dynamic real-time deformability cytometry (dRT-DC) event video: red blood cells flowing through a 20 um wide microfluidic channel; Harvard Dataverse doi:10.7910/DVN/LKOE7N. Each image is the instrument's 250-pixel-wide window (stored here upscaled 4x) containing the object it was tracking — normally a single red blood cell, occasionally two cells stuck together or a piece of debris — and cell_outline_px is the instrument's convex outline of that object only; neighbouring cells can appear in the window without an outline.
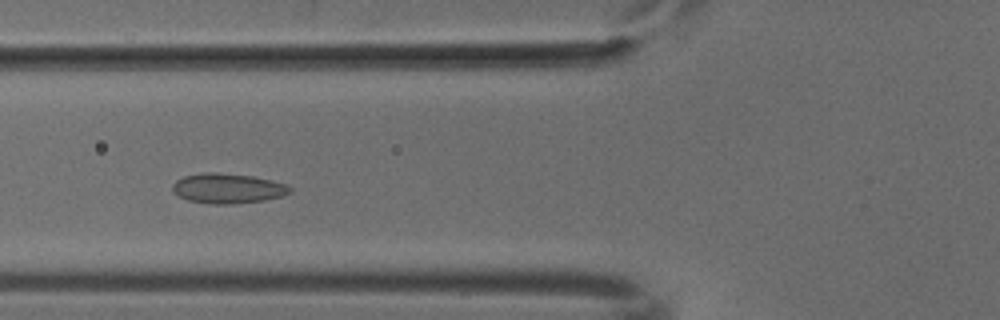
{"species": "common noctule bat (a hibernating species)", "species_latin": "Nyctalus noctula", "temperature_condition": "cold", "stored_images_in_passage": 50, "camera_frame_rate_fps": 3000, "um_per_image_px": 0.085, "animal": {"sex": "male", "body_mass_g": 18.8}, "frame": {"image": 1, "passage_image": 17, "time_ms": 5.333, "image_size_px": [1000, 320], "cell_outline_px": [[292, 192], [280, 196], [264, 200], [232, 204], [212, 204], [188, 200], [180, 196], [172, 188], [172, 184], [176, 180], [184, 176], [204, 172], [216, 172], [252, 176], [284, 184], [292, 188]], "centroid_in_image_um": [19.34, 16.01], "position_along_channel_um": 106.5, "area_um2": 20.23}}
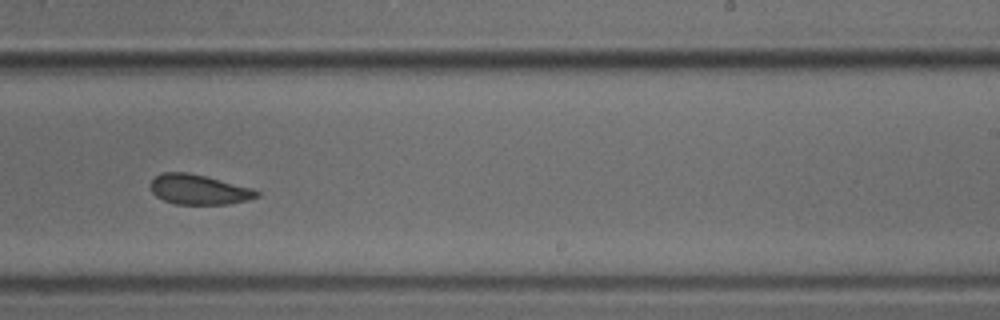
{"frame": {"image": 2, "passage_image": 30, "time_ms": 9.667, "image_size_px": [1000, 320], "cell_outline_px": [[260, 196], [248, 200], [228, 204], [176, 204], [164, 200], [156, 196], [152, 192], [148, 184], [160, 172], [188, 172], [252, 188], [260, 192]], "centroid_in_image_um": [16.87, 16.11], "position_along_channel_um": 272.1, "area_um2": 18.55}}
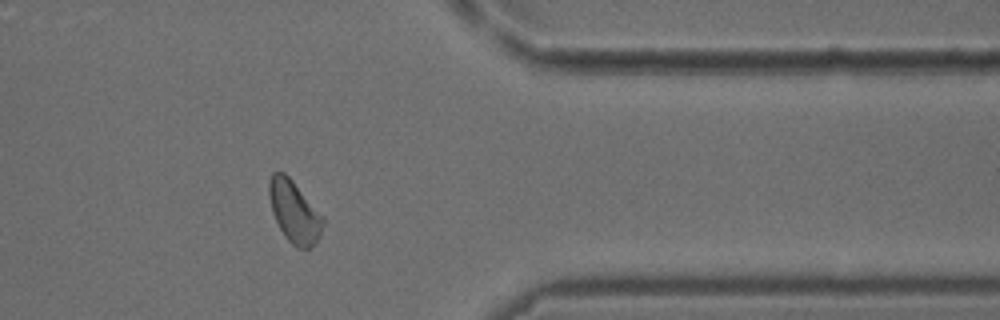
{"frame": {"image": 3, "passage_image": 40, "time_ms": 13.0, "image_size_px": [1000, 320], "cell_outline_px": [[324, 224], [320, 236], [308, 248], [296, 248], [284, 236], [272, 212], [268, 196], [268, 184], [272, 172], [284, 172], [292, 180], [324, 216]], "centroid_in_image_um": [25.01, 17.98], "position_along_channel_um": 386.4, "area_um2": 19.42}}